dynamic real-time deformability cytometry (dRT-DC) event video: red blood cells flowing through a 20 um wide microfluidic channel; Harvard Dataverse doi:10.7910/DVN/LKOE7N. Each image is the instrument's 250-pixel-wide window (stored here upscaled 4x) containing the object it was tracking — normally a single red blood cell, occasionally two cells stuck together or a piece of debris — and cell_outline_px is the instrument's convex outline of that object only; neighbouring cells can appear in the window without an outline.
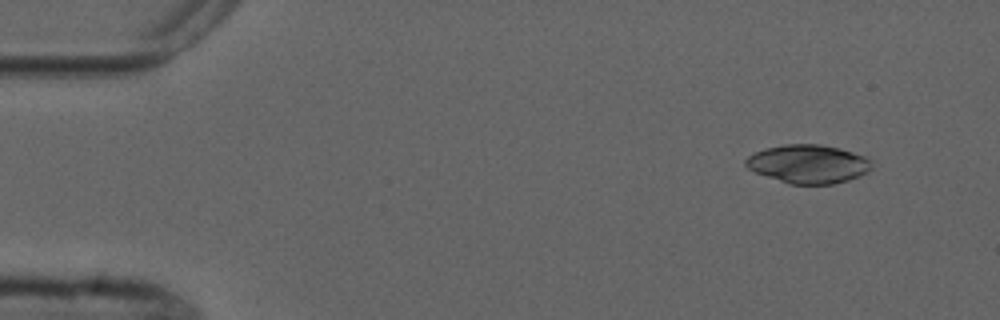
{"species": "common noctule bat (a hibernating species)", "species_latin": "Nyctalus noctula", "temperature_condition": "cold", "stored_images_in_passage": 6, "camera_frame_rate_fps": 3000, "um_per_image_px": 0.085, "animal": {"sex": "male", "forearm_length_mm": 52.5}, "frame": {"image": 1, "passage_image": 1, "time_ms": 0.0, "image_size_px": [1000, 320], "cell_outline_px": [[872, 168], [868, 172], [860, 176], [848, 180], [832, 184], [788, 184], [756, 172], [748, 168], [744, 164], [744, 160], [748, 156], [764, 148], [788, 144], [820, 144], [840, 148], [864, 156], [872, 160]], "centroid_in_image_um": [68.72, 13.94], "position_along_channel_um": 16.3, "area_um2": 28.38}}